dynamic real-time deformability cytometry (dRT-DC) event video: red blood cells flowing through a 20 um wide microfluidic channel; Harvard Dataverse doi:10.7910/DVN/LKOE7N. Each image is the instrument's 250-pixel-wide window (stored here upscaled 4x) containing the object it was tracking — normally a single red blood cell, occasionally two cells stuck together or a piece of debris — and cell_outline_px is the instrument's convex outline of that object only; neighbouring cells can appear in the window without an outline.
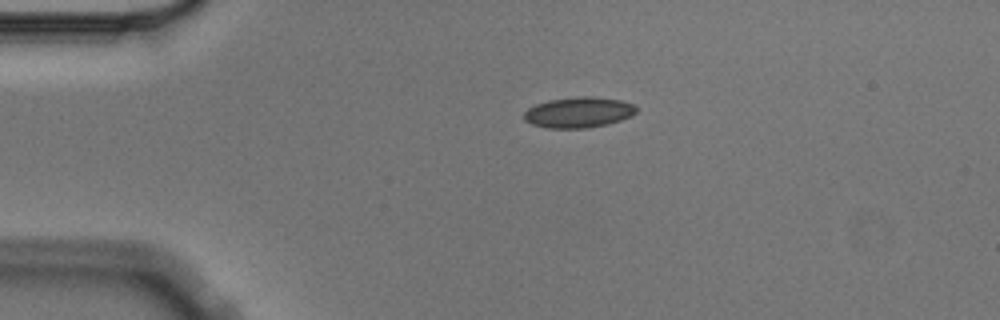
{"species": "Egyptian fruit bat (a non-hibernating species)", "species_latin": "Rousettus aegyptiacus", "temperature_condition": "cold", "stored_images_in_passage": 2, "camera_frame_rate_fps": 3000, "um_per_image_px": 0.085, "animal": {"sex": "male"}, "frame": {"image": 1, "passage_image": 1, "time_ms": 0.0, "image_size_px": [1000, 320], "cell_outline_px": [[636, 112], [632, 116], [620, 120], [588, 128], [548, 128], [532, 124], [524, 120], [524, 112], [528, 108], [536, 104], [548, 100], [580, 96], [592, 96], [620, 100], [632, 104], [636, 108]], "centroid_in_image_um": [49.16, 9.55], "position_along_channel_um": 35.8, "area_um2": 19.94}}